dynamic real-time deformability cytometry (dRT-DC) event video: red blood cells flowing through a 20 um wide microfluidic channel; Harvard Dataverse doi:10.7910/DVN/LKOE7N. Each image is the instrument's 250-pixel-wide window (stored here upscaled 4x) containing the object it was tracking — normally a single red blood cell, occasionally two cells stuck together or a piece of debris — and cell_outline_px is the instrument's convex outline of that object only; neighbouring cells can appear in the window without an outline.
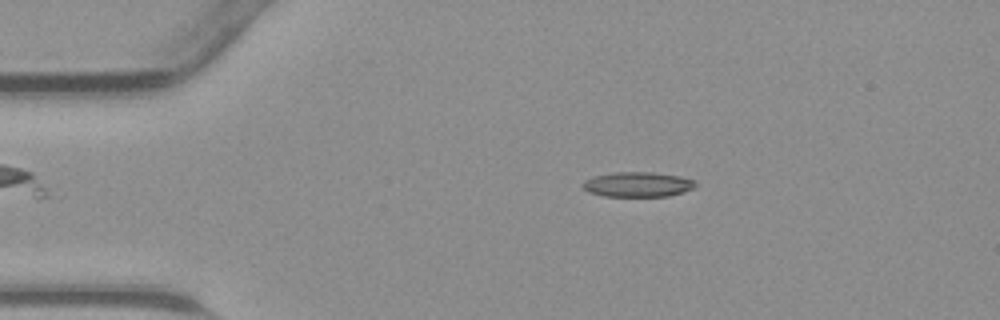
{"species": "common noctule bat (a hibernating species)", "species_latin": "Nyctalus noctula", "temperature_condition": "warm", "stored_images_in_passage": 34, "camera_frame_rate_fps": 3000, "um_per_image_px": 0.085, "animal": {"sex": "male", "body_mass_g": 23.1, "forearm_length_mm": 52.7}, "frame": {"image": 1, "passage_image": 3, "time_ms": 0.667, "image_size_px": [1000, 320], "cell_outline_px": [[696, 184], [692, 188], [684, 192], [668, 196], [604, 196], [588, 192], [580, 184], [584, 180], [592, 176], [616, 172], [652, 172], [680, 176], [696, 180]], "centroid_in_image_um": [54.18, 15.67], "position_along_channel_um": 30.8, "area_um2": 16.47}}
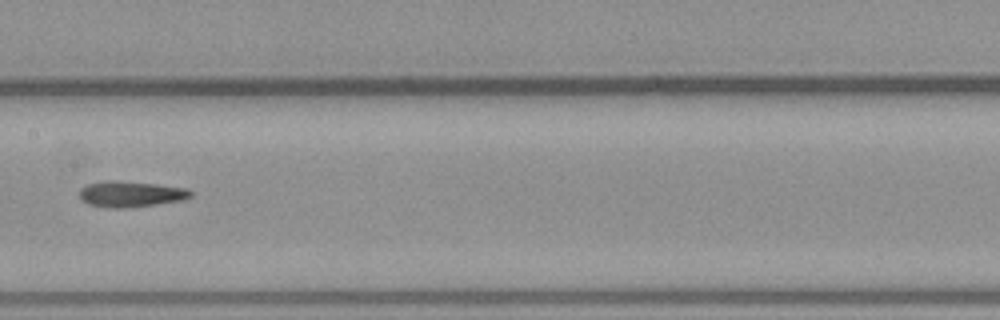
{"frame": {"image": 2, "passage_image": 17, "time_ms": 5.333, "image_size_px": [1000, 320], "cell_outline_px": [[192, 196], [184, 200], [156, 204], [124, 208], [116, 208], [88, 204], [80, 196], [80, 188], [88, 184], [104, 180], [116, 180], [156, 184], [188, 188], [192, 192]], "centroid_in_image_um": [11.15, 16.48], "position_along_channel_um": 196.3, "area_um2": 16.7}}
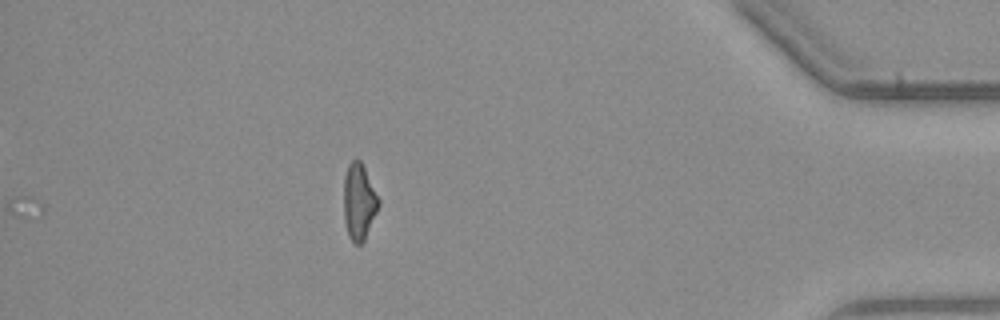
{"frame": {"image": 3, "passage_image": 34, "time_ms": 11.0, "image_size_px": [1000, 320], "cell_outline_px": [[380, 204], [364, 240], [360, 244], [352, 244], [348, 236], [344, 220], [344, 176], [348, 164], [352, 160], [360, 160], [380, 200]], "centroid_in_image_um": [30.5, 17.17], "position_along_channel_um": 404.7, "area_um2": 15.43}}